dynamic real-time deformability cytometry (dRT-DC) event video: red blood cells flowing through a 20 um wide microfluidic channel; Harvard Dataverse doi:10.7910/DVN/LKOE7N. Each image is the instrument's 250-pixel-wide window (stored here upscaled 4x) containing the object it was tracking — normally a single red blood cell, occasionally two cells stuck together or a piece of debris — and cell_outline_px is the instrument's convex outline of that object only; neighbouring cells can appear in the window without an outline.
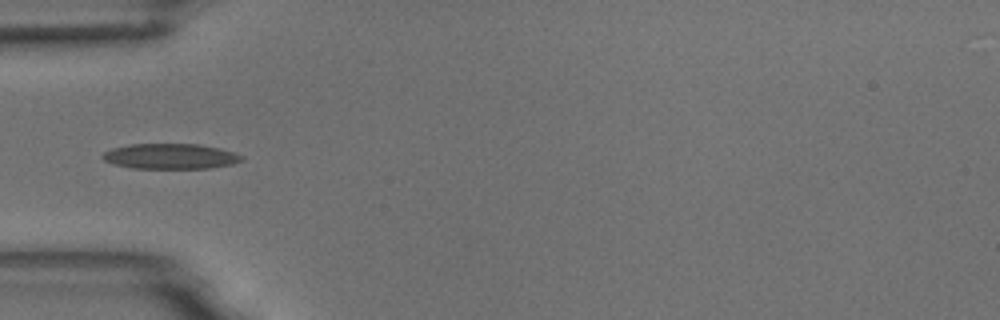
{"species": "common noctule bat (a hibernating species)", "species_latin": "Nyctalus noctula", "temperature_condition": "room temperature", "stored_images_in_passage": 1, "camera_frame_rate_fps": 3000, "um_per_image_px": 0.085, "animal": {"sex": "male", "body_mass_g": 18.8}, "frame": {"image": 1, "passage_image": 1, "time_ms": 0.0, "image_size_px": [1000, 320], "cell_outline_px": [[244, 160], [232, 164], [208, 168], [132, 168], [112, 164], [104, 160], [100, 156], [104, 152], [112, 148], [128, 144], [196, 144], [220, 148], [244, 156]], "centroid_in_image_um": [14.46, 13.28], "position_along_channel_um": 70.5, "area_um2": 20.58}}